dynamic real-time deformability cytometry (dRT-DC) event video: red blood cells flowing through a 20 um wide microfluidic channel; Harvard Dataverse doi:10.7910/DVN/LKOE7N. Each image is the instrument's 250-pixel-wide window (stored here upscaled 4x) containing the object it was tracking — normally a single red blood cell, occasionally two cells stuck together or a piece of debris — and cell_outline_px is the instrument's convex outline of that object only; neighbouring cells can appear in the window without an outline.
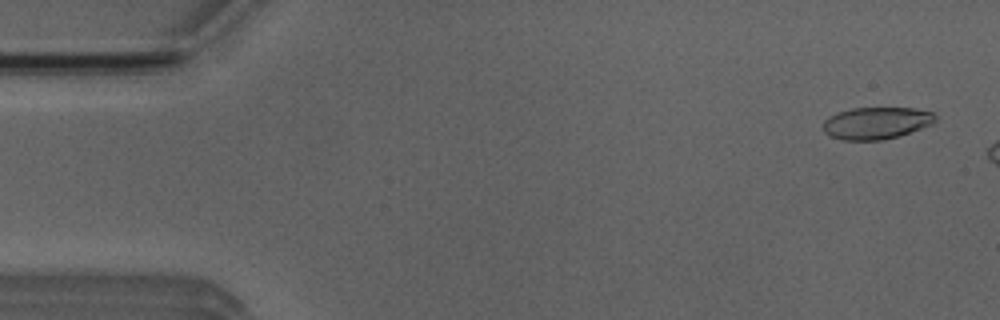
{"species": "Egyptian fruit bat (a non-hibernating species)", "species_latin": "Rousettus aegyptiacus", "temperature_condition": "room temperature", "stored_images_in_passage": 9, "camera_frame_rate_fps": 3000, "um_per_image_px": 0.085, "animal": {"sex": "male"}, "frame": {"image": 1, "passage_image": 2, "time_ms": 0.333, "image_size_px": [1000, 320], "cell_outline_px": [[936, 120], [932, 124], [900, 136], [880, 140], [840, 140], [828, 136], [820, 128], [824, 120], [828, 116], [852, 108], [916, 108], [932, 112], [936, 116]], "centroid_in_image_um": [74.44, 10.47], "position_along_channel_um": 10.6, "area_um2": 21.21}}